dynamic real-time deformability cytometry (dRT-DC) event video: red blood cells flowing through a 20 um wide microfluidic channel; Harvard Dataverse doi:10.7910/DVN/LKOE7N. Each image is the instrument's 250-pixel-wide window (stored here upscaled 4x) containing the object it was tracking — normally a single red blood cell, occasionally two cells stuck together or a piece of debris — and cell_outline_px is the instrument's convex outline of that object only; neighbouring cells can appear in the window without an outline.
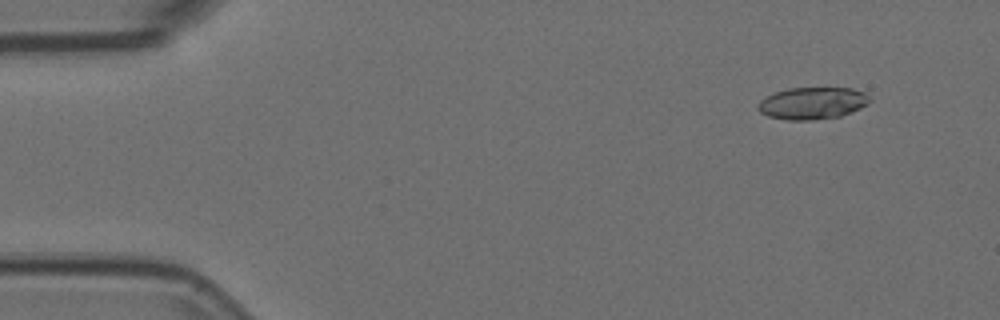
{"species": "Egyptian fruit bat (a non-hibernating species)", "species_latin": "Rousettus aegyptiacus", "temperature_condition": "room temperature", "stored_images_in_passage": 5, "camera_frame_rate_fps": 3000, "um_per_image_px": 0.085, "animal": {"sex": "female"}, "frame": {"image": 1, "passage_image": 2, "time_ms": 0.333, "image_size_px": [1000, 320], "cell_outline_px": [[872, 100], [868, 104], [860, 108], [840, 116], [812, 120], [788, 120], [768, 116], [760, 112], [756, 108], [756, 104], [764, 96], [788, 88], [852, 88], [864, 92]], "centroid_in_image_um": [69.02, 8.77], "position_along_channel_um": 16.0, "area_um2": 20.98}}
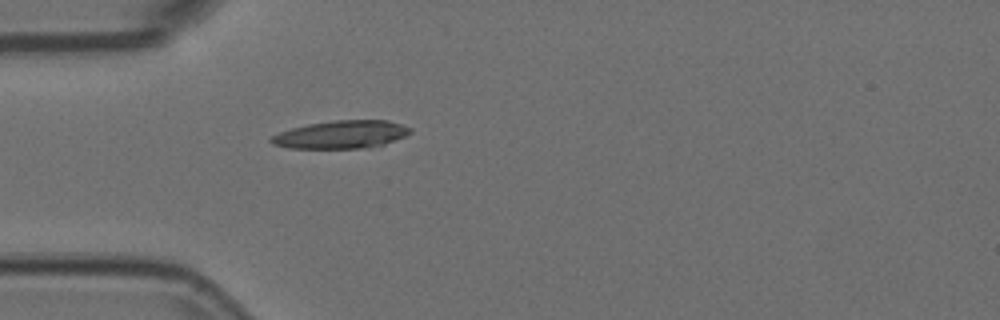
{"frame": {"image": 2, "passage_image": 5, "time_ms": 1.333, "image_size_px": [1000, 320], "cell_outline_px": [[412, 132], [404, 136], [384, 144], [368, 148], [288, 148], [272, 144], [268, 140], [272, 136], [280, 132], [292, 128], [308, 124], [336, 120], [388, 120], [412, 128]], "centroid_in_image_um": [29.0, 11.44], "position_along_channel_um": 56.0, "area_um2": 22.54}}